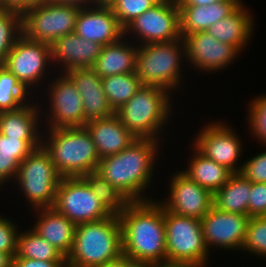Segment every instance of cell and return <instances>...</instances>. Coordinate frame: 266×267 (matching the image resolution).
I'll return each mask as SVG.
<instances>
[{
    "instance_id": "6da1fadb",
    "label": "cell",
    "mask_w": 266,
    "mask_h": 267,
    "mask_svg": "<svg viewBox=\"0 0 266 267\" xmlns=\"http://www.w3.org/2000/svg\"><path fill=\"white\" fill-rule=\"evenodd\" d=\"M157 201L130 202L118 215L122 253L138 265H167L164 207Z\"/></svg>"
},
{
    "instance_id": "7a4b0ae2",
    "label": "cell",
    "mask_w": 266,
    "mask_h": 267,
    "mask_svg": "<svg viewBox=\"0 0 266 267\" xmlns=\"http://www.w3.org/2000/svg\"><path fill=\"white\" fill-rule=\"evenodd\" d=\"M159 142L136 139L121 152L100 159L96 173L115 186L130 202L152 200L147 199L143 192L153 179Z\"/></svg>"
},
{
    "instance_id": "3957f363",
    "label": "cell",
    "mask_w": 266,
    "mask_h": 267,
    "mask_svg": "<svg viewBox=\"0 0 266 267\" xmlns=\"http://www.w3.org/2000/svg\"><path fill=\"white\" fill-rule=\"evenodd\" d=\"M122 228L118 215L76 225L67 267H96L122 255Z\"/></svg>"
},
{
    "instance_id": "277c9868",
    "label": "cell",
    "mask_w": 266,
    "mask_h": 267,
    "mask_svg": "<svg viewBox=\"0 0 266 267\" xmlns=\"http://www.w3.org/2000/svg\"><path fill=\"white\" fill-rule=\"evenodd\" d=\"M45 132H49V138L42 137L41 145L62 177H83L96 172L100 157L85 126Z\"/></svg>"
},
{
    "instance_id": "5b68a950",
    "label": "cell",
    "mask_w": 266,
    "mask_h": 267,
    "mask_svg": "<svg viewBox=\"0 0 266 267\" xmlns=\"http://www.w3.org/2000/svg\"><path fill=\"white\" fill-rule=\"evenodd\" d=\"M170 93L161 87L142 85L115 114L137 139H161V131L172 115Z\"/></svg>"
},
{
    "instance_id": "8992f818",
    "label": "cell",
    "mask_w": 266,
    "mask_h": 267,
    "mask_svg": "<svg viewBox=\"0 0 266 267\" xmlns=\"http://www.w3.org/2000/svg\"><path fill=\"white\" fill-rule=\"evenodd\" d=\"M182 56L186 58L182 37L171 42L138 45L136 74L141 84L174 93L172 89L176 90L181 85Z\"/></svg>"
},
{
    "instance_id": "52a82bcc",
    "label": "cell",
    "mask_w": 266,
    "mask_h": 267,
    "mask_svg": "<svg viewBox=\"0 0 266 267\" xmlns=\"http://www.w3.org/2000/svg\"><path fill=\"white\" fill-rule=\"evenodd\" d=\"M167 265L207 266L201 219L176 215L164 208Z\"/></svg>"
},
{
    "instance_id": "ba28073f",
    "label": "cell",
    "mask_w": 266,
    "mask_h": 267,
    "mask_svg": "<svg viewBox=\"0 0 266 267\" xmlns=\"http://www.w3.org/2000/svg\"><path fill=\"white\" fill-rule=\"evenodd\" d=\"M15 179L33 210L54 206L62 176L42 145L20 163Z\"/></svg>"
},
{
    "instance_id": "9c48e42d",
    "label": "cell",
    "mask_w": 266,
    "mask_h": 267,
    "mask_svg": "<svg viewBox=\"0 0 266 267\" xmlns=\"http://www.w3.org/2000/svg\"><path fill=\"white\" fill-rule=\"evenodd\" d=\"M80 7L42 0L22 13L23 34L34 41L51 44L74 33Z\"/></svg>"
},
{
    "instance_id": "30bf717a",
    "label": "cell",
    "mask_w": 266,
    "mask_h": 267,
    "mask_svg": "<svg viewBox=\"0 0 266 267\" xmlns=\"http://www.w3.org/2000/svg\"><path fill=\"white\" fill-rule=\"evenodd\" d=\"M53 207L75 225L102 220L113 215L82 177H62Z\"/></svg>"
},
{
    "instance_id": "8fae6325",
    "label": "cell",
    "mask_w": 266,
    "mask_h": 267,
    "mask_svg": "<svg viewBox=\"0 0 266 267\" xmlns=\"http://www.w3.org/2000/svg\"><path fill=\"white\" fill-rule=\"evenodd\" d=\"M132 32L137 44L165 43L181 38L177 0H160L124 28V36ZM138 39V40H137Z\"/></svg>"
},
{
    "instance_id": "7c38bea8",
    "label": "cell",
    "mask_w": 266,
    "mask_h": 267,
    "mask_svg": "<svg viewBox=\"0 0 266 267\" xmlns=\"http://www.w3.org/2000/svg\"><path fill=\"white\" fill-rule=\"evenodd\" d=\"M2 65L30 91L47 76V67L51 65L50 45L31 40L22 34Z\"/></svg>"
},
{
    "instance_id": "4fadbf2b",
    "label": "cell",
    "mask_w": 266,
    "mask_h": 267,
    "mask_svg": "<svg viewBox=\"0 0 266 267\" xmlns=\"http://www.w3.org/2000/svg\"><path fill=\"white\" fill-rule=\"evenodd\" d=\"M203 128L194 138L193 146L205 157L225 166L232 173H240L242 164L238 165L237 160L242 156L243 143L237 132L216 120Z\"/></svg>"
},
{
    "instance_id": "5bb4252c",
    "label": "cell",
    "mask_w": 266,
    "mask_h": 267,
    "mask_svg": "<svg viewBox=\"0 0 266 267\" xmlns=\"http://www.w3.org/2000/svg\"><path fill=\"white\" fill-rule=\"evenodd\" d=\"M56 78L49 84V91L47 90L50 99L48 101L50 111L47 113L50 115L46 119V123L48 122L47 128L84 126L87 121L84 118L83 99L75 84L65 73L58 74Z\"/></svg>"
},
{
    "instance_id": "9a60e30c",
    "label": "cell",
    "mask_w": 266,
    "mask_h": 267,
    "mask_svg": "<svg viewBox=\"0 0 266 267\" xmlns=\"http://www.w3.org/2000/svg\"><path fill=\"white\" fill-rule=\"evenodd\" d=\"M169 198L159 203L168 211L202 219L213 207V193L191 180L181 170L170 179Z\"/></svg>"
},
{
    "instance_id": "2e32d148",
    "label": "cell",
    "mask_w": 266,
    "mask_h": 267,
    "mask_svg": "<svg viewBox=\"0 0 266 267\" xmlns=\"http://www.w3.org/2000/svg\"><path fill=\"white\" fill-rule=\"evenodd\" d=\"M249 219L248 215L223 212L213 206L201 219L208 251L211 248L214 249V246L218 250L222 248L229 249V251L234 249L241 251Z\"/></svg>"
},
{
    "instance_id": "e0dca14e",
    "label": "cell",
    "mask_w": 266,
    "mask_h": 267,
    "mask_svg": "<svg viewBox=\"0 0 266 267\" xmlns=\"http://www.w3.org/2000/svg\"><path fill=\"white\" fill-rule=\"evenodd\" d=\"M186 58L200 72L219 71L233 63L239 51L232 45L223 43L207 31H198L184 38Z\"/></svg>"
},
{
    "instance_id": "ac0fdd59",
    "label": "cell",
    "mask_w": 266,
    "mask_h": 267,
    "mask_svg": "<svg viewBox=\"0 0 266 267\" xmlns=\"http://www.w3.org/2000/svg\"><path fill=\"white\" fill-rule=\"evenodd\" d=\"M74 32L83 39L102 46L114 43L124 36V28L111 8L91 6L80 8Z\"/></svg>"
},
{
    "instance_id": "d6986e66",
    "label": "cell",
    "mask_w": 266,
    "mask_h": 267,
    "mask_svg": "<svg viewBox=\"0 0 266 267\" xmlns=\"http://www.w3.org/2000/svg\"><path fill=\"white\" fill-rule=\"evenodd\" d=\"M102 45L85 40L75 32L66 34L50 44L51 63L63 66L66 73L76 68L93 67L100 55Z\"/></svg>"
},
{
    "instance_id": "ffe728a7",
    "label": "cell",
    "mask_w": 266,
    "mask_h": 267,
    "mask_svg": "<svg viewBox=\"0 0 266 267\" xmlns=\"http://www.w3.org/2000/svg\"><path fill=\"white\" fill-rule=\"evenodd\" d=\"M83 99L84 118L91 121L115 114L105 95L102 78L92 67L76 68L65 73Z\"/></svg>"
},
{
    "instance_id": "44dd1931",
    "label": "cell",
    "mask_w": 266,
    "mask_h": 267,
    "mask_svg": "<svg viewBox=\"0 0 266 267\" xmlns=\"http://www.w3.org/2000/svg\"><path fill=\"white\" fill-rule=\"evenodd\" d=\"M84 126L95 144L100 159L121 152L137 139L122 125L116 114L88 121Z\"/></svg>"
},
{
    "instance_id": "7402d4cb",
    "label": "cell",
    "mask_w": 266,
    "mask_h": 267,
    "mask_svg": "<svg viewBox=\"0 0 266 267\" xmlns=\"http://www.w3.org/2000/svg\"><path fill=\"white\" fill-rule=\"evenodd\" d=\"M241 3V0H227L206 6L178 5L181 37L184 38L198 31H206L215 22L227 17Z\"/></svg>"
},
{
    "instance_id": "603a6c76",
    "label": "cell",
    "mask_w": 266,
    "mask_h": 267,
    "mask_svg": "<svg viewBox=\"0 0 266 267\" xmlns=\"http://www.w3.org/2000/svg\"><path fill=\"white\" fill-rule=\"evenodd\" d=\"M35 212L39 218L32 229L67 257L72 248L76 225L54 207L38 208Z\"/></svg>"
},
{
    "instance_id": "cb8c5ba5",
    "label": "cell",
    "mask_w": 266,
    "mask_h": 267,
    "mask_svg": "<svg viewBox=\"0 0 266 267\" xmlns=\"http://www.w3.org/2000/svg\"><path fill=\"white\" fill-rule=\"evenodd\" d=\"M245 8L241 3L232 13L215 22L206 31L217 40L232 45L241 52L254 34V16Z\"/></svg>"
},
{
    "instance_id": "d4e9b609",
    "label": "cell",
    "mask_w": 266,
    "mask_h": 267,
    "mask_svg": "<svg viewBox=\"0 0 266 267\" xmlns=\"http://www.w3.org/2000/svg\"><path fill=\"white\" fill-rule=\"evenodd\" d=\"M128 41V38L123 36L114 43L102 46L100 55L92 67L101 78L136 72L138 45H133L134 42L129 44Z\"/></svg>"
},
{
    "instance_id": "484cf974",
    "label": "cell",
    "mask_w": 266,
    "mask_h": 267,
    "mask_svg": "<svg viewBox=\"0 0 266 267\" xmlns=\"http://www.w3.org/2000/svg\"><path fill=\"white\" fill-rule=\"evenodd\" d=\"M35 105V103H26L20 109L1 112L0 134L20 140H42V135L46 137L39 130L41 107Z\"/></svg>"
},
{
    "instance_id": "4316f807",
    "label": "cell",
    "mask_w": 266,
    "mask_h": 267,
    "mask_svg": "<svg viewBox=\"0 0 266 267\" xmlns=\"http://www.w3.org/2000/svg\"><path fill=\"white\" fill-rule=\"evenodd\" d=\"M191 160L187 169L182 172L201 187L208 189L213 194L218 191L233 174L225 166L205 157L194 146Z\"/></svg>"
},
{
    "instance_id": "83f0119b",
    "label": "cell",
    "mask_w": 266,
    "mask_h": 267,
    "mask_svg": "<svg viewBox=\"0 0 266 267\" xmlns=\"http://www.w3.org/2000/svg\"><path fill=\"white\" fill-rule=\"evenodd\" d=\"M251 181L240 173H233L227 182L213 194V206L223 212L248 215Z\"/></svg>"
},
{
    "instance_id": "f1b7e54d",
    "label": "cell",
    "mask_w": 266,
    "mask_h": 267,
    "mask_svg": "<svg viewBox=\"0 0 266 267\" xmlns=\"http://www.w3.org/2000/svg\"><path fill=\"white\" fill-rule=\"evenodd\" d=\"M41 141L8 138L0 134V188L10 179L15 180L20 163L41 146Z\"/></svg>"
},
{
    "instance_id": "f546056e",
    "label": "cell",
    "mask_w": 266,
    "mask_h": 267,
    "mask_svg": "<svg viewBox=\"0 0 266 267\" xmlns=\"http://www.w3.org/2000/svg\"><path fill=\"white\" fill-rule=\"evenodd\" d=\"M13 258H26L42 261H66V257L52 243L31 230L19 232L16 255Z\"/></svg>"
},
{
    "instance_id": "4dcf8cb0",
    "label": "cell",
    "mask_w": 266,
    "mask_h": 267,
    "mask_svg": "<svg viewBox=\"0 0 266 267\" xmlns=\"http://www.w3.org/2000/svg\"><path fill=\"white\" fill-rule=\"evenodd\" d=\"M102 85L108 102L114 111L127 103L142 87L136 72L104 77L102 78Z\"/></svg>"
},
{
    "instance_id": "1f68e13d",
    "label": "cell",
    "mask_w": 266,
    "mask_h": 267,
    "mask_svg": "<svg viewBox=\"0 0 266 267\" xmlns=\"http://www.w3.org/2000/svg\"><path fill=\"white\" fill-rule=\"evenodd\" d=\"M28 93L24 85L0 64V113L20 109L29 103Z\"/></svg>"
},
{
    "instance_id": "d6a6232c",
    "label": "cell",
    "mask_w": 266,
    "mask_h": 267,
    "mask_svg": "<svg viewBox=\"0 0 266 267\" xmlns=\"http://www.w3.org/2000/svg\"><path fill=\"white\" fill-rule=\"evenodd\" d=\"M82 178L90 185L91 190L112 214L119 215L130 203L115 186L96 172L88 173Z\"/></svg>"
},
{
    "instance_id": "836d02e7",
    "label": "cell",
    "mask_w": 266,
    "mask_h": 267,
    "mask_svg": "<svg viewBox=\"0 0 266 267\" xmlns=\"http://www.w3.org/2000/svg\"><path fill=\"white\" fill-rule=\"evenodd\" d=\"M22 34V13L0 8V64Z\"/></svg>"
},
{
    "instance_id": "e575fe53",
    "label": "cell",
    "mask_w": 266,
    "mask_h": 267,
    "mask_svg": "<svg viewBox=\"0 0 266 267\" xmlns=\"http://www.w3.org/2000/svg\"><path fill=\"white\" fill-rule=\"evenodd\" d=\"M242 249L266 257V216L250 217Z\"/></svg>"
},
{
    "instance_id": "d590c367",
    "label": "cell",
    "mask_w": 266,
    "mask_h": 267,
    "mask_svg": "<svg viewBox=\"0 0 266 267\" xmlns=\"http://www.w3.org/2000/svg\"><path fill=\"white\" fill-rule=\"evenodd\" d=\"M160 0H116L112 11L120 25L125 28L139 15L156 5Z\"/></svg>"
},
{
    "instance_id": "8d00e7d4",
    "label": "cell",
    "mask_w": 266,
    "mask_h": 267,
    "mask_svg": "<svg viewBox=\"0 0 266 267\" xmlns=\"http://www.w3.org/2000/svg\"><path fill=\"white\" fill-rule=\"evenodd\" d=\"M249 103L248 127L261 145H266V94L259 95Z\"/></svg>"
},
{
    "instance_id": "74e56055",
    "label": "cell",
    "mask_w": 266,
    "mask_h": 267,
    "mask_svg": "<svg viewBox=\"0 0 266 267\" xmlns=\"http://www.w3.org/2000/svg\"><path fill=\"white\" fill-rule=\"evenodd\" d=\"M242 164L240 174L255 183H266V150L247 159Z\"/></svg>"
},
{
    "instance_id": "f35d334b",
    "label": "cell",
    "mask_w": 266,
    "mask_h": 267,
    "mask_svg": "<svg viewBox=\"0 0 266 267\" xmlns=\"http://www.w3.org/2000/svg\"><path fill=\"white\" fill-rule=\"evenodd\" d=\"M0 215V252L16 255L18 229L17 224Z\"/></svg>"
},
{
    "instance_id": "ab89813d",
    "label": "cell",
    "mask_w": 266,
    "mask_h": 267,
    "mask_svg": "<svg viewBox=\"0 0 266 267\" xmlns=\"http://www.w3.org/2000/svg\"><path fill=\"white\" fill-rule=\"evenodd\" d=\"M248 216H266V183L251 182Z\"/></svg>"
},
{
    "instance_id": "60d3db41",
    "label": "cell",
    "mask_w": 266,
    "mask_h": 267,
    "mask_svg": "<svg viewBox=\"0 0 266 267\" xmlns=\"http://www.w3.org/2000/svg\"><path fill=\"white\" fill-rule=\"evenodd\" d=\"M12 267H67L66 261H42L26 258H13Z\"/></svg>"
},
{
    "instance_id": "b9f144b4",
    "label": "cell",
    "mask_w": 266,
    "mask_h": 267,
    "mask_svg": "<svg viewBox=\"0 0 266 267\" xmlns=\"http://www.w3.org/2000/svg\"><path fill=\"white\" fill-rule=\"evenodd\" d=\"M42 0H0V8L15 10L23 13Z\"/></svg>"
},
{
    "instance_id": "7bdbcfd3",
    "label": "cell",
    "mask_w": 266,
    "mask_h": 267,
    "mask_svg": "<svg viewBox=\"0 0 266 267\" xmlns=\"http://www.w3.org/2000/svg\"><path fill=\"white\" fill-rule=\"evenodd\" d=\"M139 265L133 262L130 258L125 255H121L119 258L106 262L96 267H138Z\"/></svg>"
},
{
    "instance_id": "ee69618b",
    "label": "cell",
    "mask_w": 266,
    "mask_h": 267,
    "mask_svg": "<svg viewBox=\"0 0 266 267\" xmlns=\"http://www.w3.org/2000/svg\"><path fill=\"white\" fill-rule=\"evenodd\" d=\"M227 0H177L178 5H209L213 3H218V2H224Z\"/></svg>"
},
{
    "instance_id": "f6af8a7d",
    "label": "cell",
    "mask_w": 266,
    "mask_h": 267,
    "mask_svg": "<svg viewBox=\"0 0 266 267\" xmlns=\"http://www.w3.org/2000/svg\"><path fill=\"white\" fill-rule=\"evenodd\" d=\"M52 1L59 4L74 5L80 8L89 6L90 4V0H52Z\"/></svg>"
},
{
    "instance_id": "bcb514c9",
    "label": "cell",
    "mask_w": 266,
    "mask_h": 267,
    "mask_svg": "<svg viewBox=\"0 0 266 267\" xmlns=\"http://www.w3.org/2000/svg\"><path fill=\"white\" fill-rule=\"evenodd\" d=\"M116 3V0H90L89 6L91 7H102V8H112Z\"/></svg>"
},
{
    "instance_id": "7dc6e473",
    "label": "cell",
    "mask_w": 266,
    "mask_h": 267,
    "mask_svg": "<svg viewBox=\"0 0 266 267\" xmlns=\"http://www.w3.org/2000/svg\"><path fill=\"white\" fill-rule=\"evenodd\" d=\"M13 256L10 253L0 252V267H12Z\"/></svg>"
},
{
    "instance_id": "c3c4849f",
    "label": "cell",
    "mask_w": 266,
    "mask_h": 267,
    "mask_svg": "<svg viewBox=\"0 0 266 267\" xmlns=\"http://www.w3.org/2000/svg\"><path fill=\"white\" fill-rule=\"evenodd\" d=\"M141 267H185V266H181V265H155V266L141 265Z\"/></svg>"
}]
</instances>
